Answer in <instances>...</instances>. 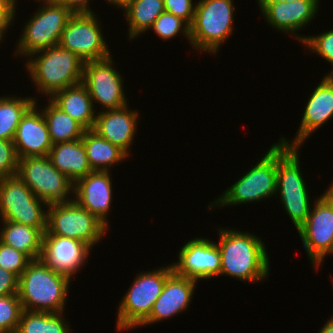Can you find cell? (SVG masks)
<instances>
[{
	"label": "cell",
	"mask_w": 333,
	"mask_h": 333,
	"mask_svg": "<svg viewBox=\"0 0 333 333\" xmlns=\"http://www.w3.org/2000/svg\"><path fill=\"white\" fill-rule=\"evenodd\" d=\"M221 256L220 275L236 277L241 281H260L268 276L269 258L264 242L248 232L219 229Z\"/></svg>",
	"instance_id": "obj_1"
},
{
	"label": "cell",
	"mask_w": 333,
	"mask_h": 333,
	"mask_svg": "<svg viewBox=\"0 0 333 333\" xmlns=\"http://www.w3.org/2000/svg\"><path fill=\"white\" fill-rule=\"evenodd\" d=\"M70 280L41 259L32 260L19 277L18 295L23 310L63 313Z\"/></svg>",
	"instance_id": "obj_2"
},
{
	"label": "cell",
	"mask_w": 333,
	"mask_h": 333,
	"mask_svg": "<svg viewBox=\"0 0 333 333\" xmlns=\"http://www.w3.org/2000/svg\"><path fill=\"white\" fill-rule=\"evenodd\" d=\"M36 54L40 55L31 59ZM30 57L26 67L38 91L44 95L52 97L58 91L82 82L84 61L59 44L36 51Z\"/></svg>",
	"instance_id": "obj_3"
},
{
	"label": "cell",
	"mask_w": 333,
	"mask_h": 333,
	"mask_svg": "<svg viewBox=\"0 0 333 333\" xmlns=\"http://www.w3.org/2000/svg\"><path fill=\"white\" fill-rule=\"evenodd\" d=\"M298 148L278 142L276 170V190H279L281 202L297 230L306 222L310 212L309 196L299 166Z\"/></svg>",
	"instance_id": "obj_4"
},
{
	"label": "cell",
	"mask_w": 333,
	"mask_h": 333,
	"mask_svg": "<svg viewBox=\"0 0 333 333\" xmlns=\"http://www.w3.org/2000/svg\"><path fill=\"white\" fill-rule=\"evenodd\" d=\"M190 26V43L197 50L216 53L233 29L232 0H200Z\"/></svg>",
	"instance_id": "obj_5"
},
{
	"label": "cell",
	"mask_w": 333,
	"mask_h": 333,
	"mask_svg": "<svg viewBox=\"0 0 333 333\" xmlns=\"http://www.w3.org/2000/svg\"><path fill=\"white\" fill-rule=\"evenodd\" d=\"M168 266L136 276L119 305L117 330L140 326L149 317L162 293L166 278L173 272L172 265Z\"/></svg>",
	"instance_id": "obj_6"
},
{
	"label": "cell",
	"mask_w": 333,
	"mask_h": 333,
	"mask_svg": "<svg viewBox=\"0 0 333 333\" xmlns=\"http://www.w3.org/2000/svg\"><path fill=\"white\" fill-rule=\"evenodd\" d=\"M47 228L43 235L76 239L91 248L105 234L107 226L94 214L82 208L74 199L48 205Z\"/></svg>",
	"instance_id": "obj_7"
},
{
	"label": "cell",
	"mask_w": 333,
	"mask_h": 333,
	"mask_svg": "<svg viewBox=\"0 0 333 333\" xmlns=\"http://www.w3.org/2000/svg\"><path fill=\"white\" fill-rule=\"evenodd\" d=\"M278 162V143L274 144L265 156L249 172L228 188L223 196L209 205H239L262 200L276 194V170Z\"/></svg>",
	"instance_id": "obj_8"
},
{
	"label": "cell",
	"mask_w": 333,
	"mask_h": 333,
	"mask_svg": "<svg viewBox=\"0 0 333 333\" xmlns=\"http://www.w3.org/2000/svg\"><path fill=\"white\" fill-rule=\"evenodd\" d=\"M32 190L18 175L0 179V216L1 220H9L23 225L38 228L42 233L47 228V212Z\"/></svg>",
	"instance_id": "obj_9"
},
{
	"label": "cell",
	"mask_w": 333,
	"mask_h": 333,
	"mask_svg": "<svg viewBox=\"0 0 333 333\" xmlns=\"http://www.w3.org/2000/svg\"><path fill=\"white\" fill-rule=\"evenodd\" d=\"M45 5L37 11L23 29L17 46V55L30 56L32 53L57 45L70 17L69 8L53 2L42 1Z\"/></svg>",
	"instance_id": "obj_10"
},
{
	"label": "cell",
	"mask_w": 333,
	"mask_h": 333,
	"mask_svg": "<svg viewBox=\"0 0 333 333\" xmlns=\"http://www.w3.org/2000/svg\"><path fill=\"white\" fill-rule=\"evenodd\" d=\"M17 175L37 198L48 205L72 200L67 197L74 191V183L52 165L48 156L19 159Z\"/></svg>",
	"instance_id": "obj_11"
},
{
	"label": "cell",
	"mask_w": 333,
	"mask_h": 333,
	"mask_svg": "<svg viewBox=\"0 0 333 333\" xmlns=\"http://www.w3.org/2000/svg\"><path fill=\"white\" fill-rule=\"evenodd\" d=\"M306 222L297 230L313 267L316 269L329 253L333 254V183L316 199Z\"/></svg>",
	"instance_id": "obj_12"
},
{
	"label": "cell",
	"mask_w": 333,
	"mask_h": 333,
	"mask_svg": "<svg viewBox=\"0 0 333 333\" xmlns=\"http://www.w3.org/2000/svg\"><path fill=\"white\" fill-rule=\"evenodd\" d=\"M94 12L74 13L61 34L59 45L84 62L111 56Z\"/></svg>",
	"instance_id": "obj_13"
},
{
	"label": "cell",
	"mask_w": 333,
	"mask_h": 333,
	"mask_svg": "<svg viewBox=\"0 0 333 333\" xmlns=\"http://www.w3.org/2000/svg\"><path fill=\"white\" fill-rule=\"evenodd\" d=\"M111 56L102 60L84 62L82 83L92 101L106 110L119 109L127 105L120 73L112 68Z\"/></svg>",
	"instance_id": "obj_14"
},
{
	"label": "cell",
	"mask_w": 333,
	"mask_h": 333,
	"mask_svg": "<svg viewBox=\"0 0 333 333\" xmlns=\"http://www.w3.org/2000/svg\"><path fill=\"white\" fill-rule=\"evenodd\" d=\"M179 262L172 264L173 271L190 279H209L220 276L221 256L217 243L205 238L188 241L179 252Z\"/></svg>",
	"instance_id": "obj_15"
},
{
	"label": "cell",
	"mask_w": 333,
	"mask_h": 333,
	"mask_svg": "<svg viewBox=\"0 0 333 333\" xmlns=\"http://www.w3.org/2000/svg\"><path fill=\"white\" fill-rule=\"evenodd\" d=\"M91 247L82 241L57 235L42 236L40 259L69 278L84 265Z\"/></svg>",
	"instance_id": "obj_16"
},
{
	"label": "cell",
	"mask_w": 333,
	"mask_h": 333,
	"mask_svg": "<svg viewBox=\"0 0 333 333\" xmlns=\"http://www.w3.org/2000/svg\"><path fill=\"white\" fill-rule=\"evenodd\" d=\"M13 143L19 159L48 156L53 142L43 113L37 112L36 101L21 118Z\"/></svg>",
	"instance_id": "obj_17"
},
{
	"label": "cell",
	"mask_w": 333,
	"mask_h": 333,
	"mask_svg": "<svg viewBox=\"0 0 333 333\" xmlns=\"http://www.w3.org/2000/svg\"><path fill=\"white\" fill-rule=\"evenodd\" d=\"M323 78L310 95L296 138L288 143L286 139L281 137L280 143L300 147L308 138L307 136H310L333 116V75H327Z\"/></svg>",
	"instance_id": "obj_18"
},
{
	"label": "cell",
	"mask_w": 333,
	"mask_h": 333,
	"mask_svg": "<svg viewBox=\"0 0 333 333\" xmlns=\"http://www.w3.org/2000/svg\"><path fill=\"white\" fill-rule=\"evenodd\" d=\"M110 171H93L74 183L75 201L108 227L106 215L111 206Z\"/></svg>",
	"instance_id": "obj_19"
},
{
	"label": "cell",
	"mask_w": 333,
	"mask_h": 333,
	"mask_svg": "<svg viewBox=\"0 0 333 333\" xmlns=\"http://www.w3.org/2000/svg\"><path fill=\"white\" fill-rule=\"evenodd\" d=\"M197 282L194 279L177 275L173 271L166 278L162 293L154 303L149 317L140 326L168 319L187 309Z\"/></svg>",
	"instance_id": "obj_20"
},
{
	"label": "cell",
	"mask_w": 333,
	"mask_h": 333,
	"mask_svg": "<svg viewBox=\"0 0 333 333\" xmlns=\"http://www.w3.org/2000/svg\"><path fill=\"white\" fill-rule=\"evenodd\" d=\"M127 106L98 112L93 131L129 155V147L136 132L138 113L128 110Z\"/></svg>",
	"instance_id": "obj_21"
},
{
	"label": "cell",
	"mask_w": 333,
	"mask_h": 333,
	"mask_svg": "<svg viewBox=\"0 0 333 333\" xmlns=\"http://www.w3.org/2000/svg\"><path fill=\"white\" fill-rule=\"evenodd\" d=\"M318 2L319 0H296L259 7L271 26L279 31L295 33L314 18Z\"/></svg>",
	"instance_id": "obj_22"
},
{
	"label": "cell",
	"mask_w": 333,
	"mask_h": 333,
	"mask_svg": "<svg viewBox=\"0 0 333 333\" xmlns=\"http://www.w3.org/2000/svg\"><path fill=\"white\" fill-rule=\"evenodd\" d=\"M48 158L73 183L93 172L82 139L53 144Z\"/></svg>",
	"instance_id": "obj_23"
},
{
	"label": "cell",
	"mask_w": 333,
	"mask_h": 333,
	"mask_svg": "<svg viewBox=\"0 0 333 333\" xmlns=\"http://www.w3.org/2000/svg\"><path fill=\"white\" fill-rule=\"evenodd\" d=\"M51 101L86 130H93L96 120L94 104L82 82L58 91L51 97Z\"/></svg>",
	"instance_id": "obj_24"
},
{
	"label": "cell",
	"mask_w": 333,
	"mask_h": 333,
	"mask_svg": "<svg viewBox=\"0 0 333 333\" xmlns=\"http://www.w3.org/2000/svg\"><path fill=\"white\" fill-rule=\"evenodd\" d=\"M3 229L0 241L26 254L31 260L40 259L42 253L43 233L38 228L21 223L2 220Z\"/></svg>",
	"instance_id": "obj_25"
},
{
	"label": "cell",
	"mask_w": 333,
	"mask_h": 333,
	"mask_svg": "<svg viewBox=\"0 0 333 333\" xmlns=\"http://www.w3.org/2000/svg\"><path fill=\"white\" fill-rule=\"evenodd\" d=\"M82 140L89 165L93 171L107 172L109 166L124 160L128 156L119 146L101 138L93 130H86Z\"/></svg>",
	"instance_id": "obj_26"
},
{
	"label": "cell",
	"mask_w": 333,
	"mask_h": 333,
	"mask_svg": "<svg viewBox=\"0 0 333 333\" xmlns=\"http://www.w3.org/2000/svg\"><path fill=\"white\" fill-rule=\"evenodd\" d=\"M42 111L53 144L82 139L86 129L51 100Z\"/></svg>",
	"instance_id": "obj_27"
},
{
	"label": "cell",
	"mask_w": 333,
	"mask_h": 333,
	"mask_svg": "<svg viewBox=\"0 0 333 333\" xmlns=\"http://www.w3.org/2000/svg\"><path fill=\"white\" fill-rule=\"evenodd\" d=\"M124 10L129 21V37L133 39L151 29L165 8L163 0H132Z\"/></svg>",
	"instance_id": "obj_28"
},
{
	"label": "cell",
	"mask_w": 333,
	"mask_h": 333,
	"mask_svg": "<svg viewBox=\"0 0 333 333\" xmlns=\"http://www.w3.org/2000/svg\"><path fill=\"white\" fill-rule=\"evenodd\" d=\"M16 333H70L61 313L23 310Z\"/></svg>",
	"instance_id": "obj_29"
},
{
	"label": "cell",
	"mask_w": 333,
	"mask_h": 333,
	"mask_svg": "<svg viewBox=\"0 0 333 333\" xmlns=\"http://www.w3.org/2000/svg\"><path fill=\"white\" fill-rule=\"evenodd\" d=\"M34 99L0 97V139L13 141L21 118L35 103Z\"/></svg>",
	"instance_id": "obj_30"
},
{
	"label": "cell",
	"mask_w": 333,
	"mask_h": 333,
	"mask_svg": "<svg viewBox=\"0 0 333 333\" xmlns=\"http://www.w3.org/2000/svg\"><path fill=\"white\" fill-rule=\"evenodd\" d=\"M22 312L18 294L0 296V333H16Z\"/></svg>",
	"instance_id": "obj_31"
},
{
	"label": "cell",
	"mask_w": 333,
	"mask_h": 333,
	"mask_svg": "<svg viewBox=\"0 0 333 333\" xmlns=\"http://www.w3.org/2000/svg\"><path fill=\"white\" fill-rule=\"evenodd\" d=\"M151 28H153L156 35L162 39H170L177 35L180 31L184 34V36L190 39V26L181 18L167 11H164L155 20Z\"/></svg>",
	"instance_id": "obj_32"
},
{
	"label": "cell",
	"mask_w": 333,
	"mask_h": 333,
	"mask_svg": "<svg viewBox=\"0 0 333 333\" xmlns=\"http://www.w3.org/2000/svg\"><path fill=\"white\" fill-rule=\"evenodd\" d=\"M31 261L23 252L0 241V267L3 269L20 277Z\"/></svg>",
	"instance_id": "obj_33"
},
{
	"label": "cell",
	"mask_w": 333,
	"mask_h": 333,
	"mask_svg": "<svg viewBox=\"0 0 333 333\" xmlns=\"http://www.w3.org/2000/svg\"><path fill=\"white\" fill-rule=\"evenodd\" d=\"M296 36L297 40H301L305 46L309 47L311 51H315L328 62L333 64V30L324 32L318 36L300 37ZM328 75H333V71Z\"/></svg>",
	"instance_id": "obj_34"
},
{
	"label": "cell",
	"mask_w": 333,
	"mask_h": 333,
	"mask_svg": "<svg viewBox=\"0 0 333 333\" xmlns=\"http://www.w3.org/2000/svg\"><path fill=\"white\" fill-rule=\"evenodd\" d=\"M18 164L13 141L0 139V179L17 175Z\"/></svg>",
	"instance_id": "obj_35"
},
{
	"label": "cell",
	"mask_w": 333,
	"mask_h": 333,
	"mask_svg": "<svg viewBox=\"0 0 333 333\" xmlns=\"http://www.w3.org/2000/svg\"><path fill=\"white\" fill-rule=\"evenodd\" d=\"M165 11L181 18L188 24L192 25L195 8L192 0H163Z\"/></svg>",
	"instance_id": "obj_36"
},
{
	"label": "cell",
	"mask_w": 333,
	"mask_h": 333,
	"mask_svg": "<svg viewBox=\"0 0 333 333\" xmlns=\"http://www.w3.org/2000/svg\"><path fill=\"white\" fill-rule=\"evenodd\" d=\"M19 277L0 267V296L18 294Z\"/></svg>",
	"instance_id": "obj_37"
},
{
	"label": "cell",
	"mask_w": 333,
	"mask_h": 333,
	"mask_svg": "<svg viewBox=\"0 0 333 333\" xmlns=\"http://www.w3.org/2000/svg\"><path fill=\"white\" fill-rule=\"evenodd\" d=\"M16 0H0V40L14 19Z\"/></svg>",
	"instance_id": "obj_38"
},
{
	"label": "cell",
	"mask_w": 333,
	"mask_h": 333,
	"mask_svg": "<svg viewBox=\"0 0 333 333\" xmlns=\"http://www.w3.org/2000/svg\"><path fill=\"white\" fill-rule=\"evenodd\" d=\"M55 3L69 8L73 13H91L88 0H52Z\"/></svg>",
	"instance_id": "obj_39"
},
{
	"label": "cell",
	"mask_w": 333,
	"mask_h": 333,
	"mask_svg": "<svg viewBox=\"0 0 333 333\" xmlns=\"http://www.w3.org/2000/svg\"><path fill=\"white\" fill-rule=\"evenodd\" d=\"M331 319L323 325V328L319 333H333V316L330 317Z\"/></svg>",
	"instance_id": "obj_40"
},
{
	"label": "cell",
	"mask_w": 333,
	"mask_h": 333,
	"mask_svg": "<svg viewBox=\"0 0 333 333\" xmlns=\"http://www.w3.org/2000/svg\"><path fill=\"white\" fill-rule=\"evenodd\" d=\"M110 4L117 5L118 8L121 7L124 9L132 0H106Z\"/></svg>",
	"instance_id": "obj_41"
},
{
	"label": "cell",
	"mask_w": 333,
	"mask_h": 333,
	"mask_svg": "<svg viewBox=\"0 0 333 333\" xmlns=\"http://www.w3.org/2000/svg\"><path fill=\"white\" fill-rule=\"evenodd\" d=\"M294 2L296 0H258L259 5H271V4H276V3H281V2Z\"/></svg>",
	"instance_id": "obj_42"
}]
</instances>
